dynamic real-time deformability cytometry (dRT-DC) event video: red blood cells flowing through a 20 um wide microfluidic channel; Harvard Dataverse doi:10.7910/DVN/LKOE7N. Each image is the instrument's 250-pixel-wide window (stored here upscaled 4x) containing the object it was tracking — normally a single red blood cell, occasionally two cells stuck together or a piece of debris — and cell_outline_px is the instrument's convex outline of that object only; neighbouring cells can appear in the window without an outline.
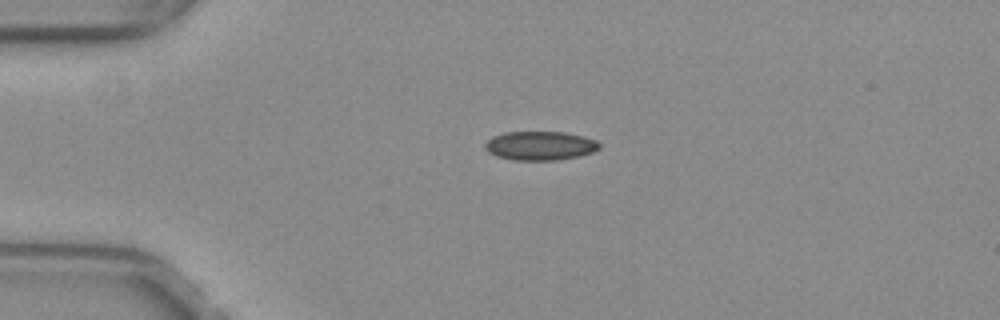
{"species": "common noctule bat (a hibernating species)", "species_latin": "Nyctalus noctula", "temperature_condition": "warm", "stored_images_in_passage": 40, "camera_frame_rate_fps": 3000, "um_per_image_px": 0.085, "animal": {"sex": "female", "body_mass_g": 29.2, "forearm_length_mm": 56.3}, "frame": {"image": 1, "passage_image": 1, "time_ms": 0.0, "image_size_px": [1000, 320], "cell_outline_px": [[600, 148], [592, 152], [580, 156], [560, 160], [512, 160], [496, 156], [488, 152], [484, 148], [484, 144], [492, 136], [504, 132], [564, 132], [584, 136], [596, 140], [600, 144]], "centroid_in_image_um": [45.9, 12.39], "position_along_channel_um": 39.1, "area_um2": 19.48}}
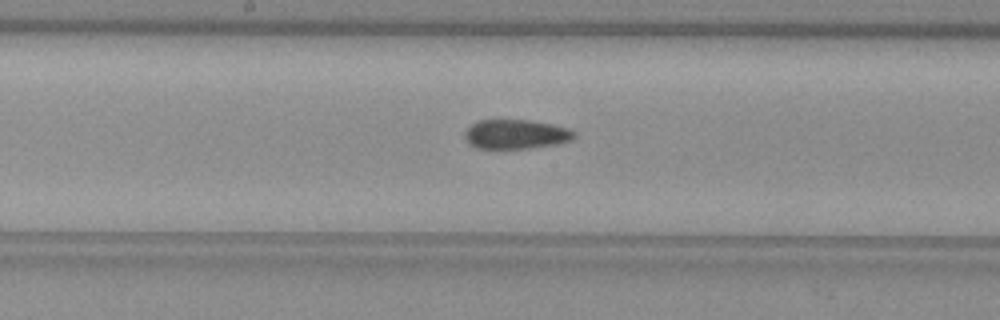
{"frame": {"image": 2, "passage_image": 16, "time_ms": 5.0, "image_size_px": [1000, 320], "cell_outline_px": [[576, 136], [572, 140], [556, 144], [528, 148], [476, 148], [468, 144], [464, 140], [464, 132], [472, 124], [480, 120], [528, 120], [552, 124], [568, 128], [576, 132]], "centroid_in_image_um": [43.84, 11.41], "position_along_channel_um": 204.4, "area_um2": 18.79}}
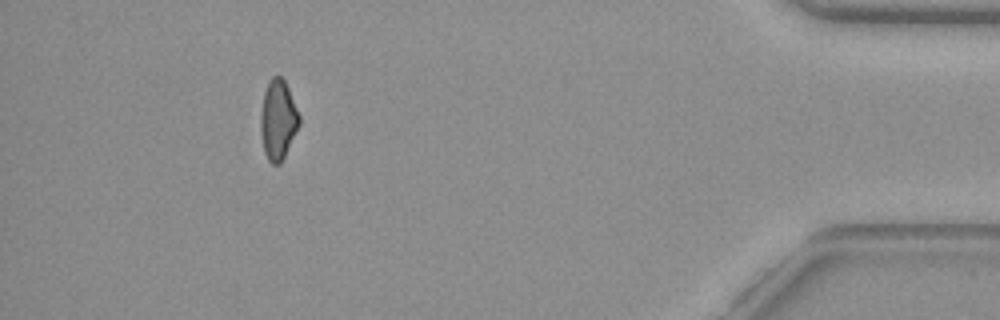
{"frame": {"image": 3, "passage_image": 36, "time_ms": 11.667, "image_size_px": [1000, 320], "cell_outline_px": [[300, 124], [280, 164], [272, 164], [268, 160], [264, 152], [260, 132], [260, 116], [264, 92], [268, 80], [272, 76], [280, 76], [284, 80], [288, 88], [300, 116]], "centroid_in_image_um": [23.62, 10.18], "position_along_channel_um": 411.6, "area_um2": 17.92}, "authors_computed_cell_mechanics": {"area_um2": 19.074, "velocity_mm_per_s": 4.0095, "shape_relaxation_time_tau1_ms": null, "shape_relaxation_time_tau2_ms": 3.5003, "deformation_change_tau1": null, "deformation_change_tau2": 0.0814}}